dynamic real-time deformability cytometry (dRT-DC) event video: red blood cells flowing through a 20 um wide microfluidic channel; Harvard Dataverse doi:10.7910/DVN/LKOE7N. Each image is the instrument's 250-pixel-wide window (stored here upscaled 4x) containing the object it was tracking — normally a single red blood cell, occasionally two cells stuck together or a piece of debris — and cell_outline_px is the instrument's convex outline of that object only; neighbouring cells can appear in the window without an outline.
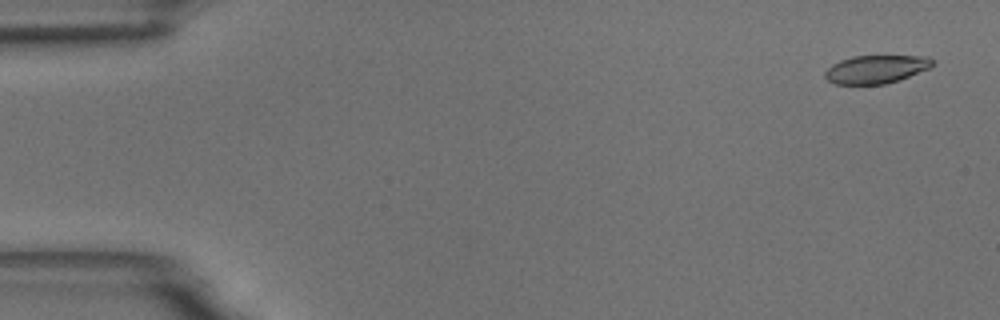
{"species": "common noctule bat (a hibernating species)", "species_latin": "Nyctalus noctula", "temperature_condition": "room temperature", "stored_images_in_passage": 56, "camera_frame_rate_fps": 3000, "um_per_image_px": 0.085, "animal": {"sex": "male", "body_mass_g": 18.8}, "frame": {"image": 1, "passage_image": 3, "time_ms": 0.667, "image_size_px": [1000, 320], "cell_outline_px": [[932, 64], [928, 68], [900, 80], [884, 84], [836, 84], [828, 80], [824, 76], [824, 72], [832, 64], [840, 60], [852, 56], [928, 56], [932, 60]], "centroid_in_image_um": [74.42, 5.88], "position_along_channel_um": 10.6, "area_um2": 17.51}}
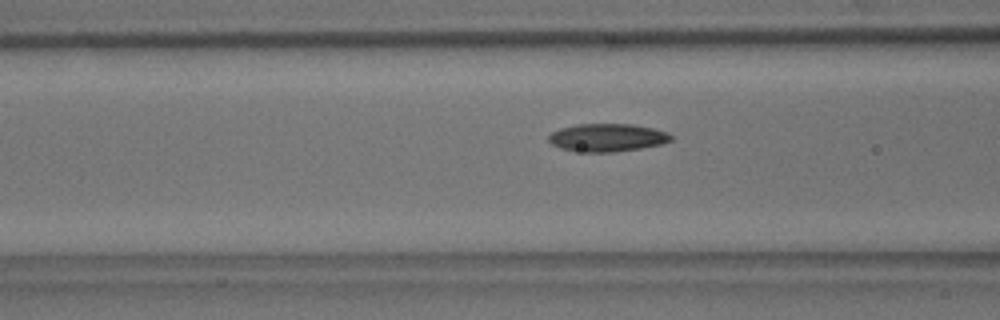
{"frame": {"image": 2, "passage_image": 22, "time_ms": 7.0, "image_size_px": [1000, 320], "cell_outline_px": [[672, 140], [660, 144], [640, 148], [616, 152], [584, 152], [560, 148], [552, 144], [548, 140], [548, 136], [552, 132], [560, 128], [576, 124], [632, 124], [652, 128], [668, 132], [672, 136]], "centroid_in_image_um": [51.6, 11.69], "position_along_channel_um": 115.0, "area_um2": 19.88}}
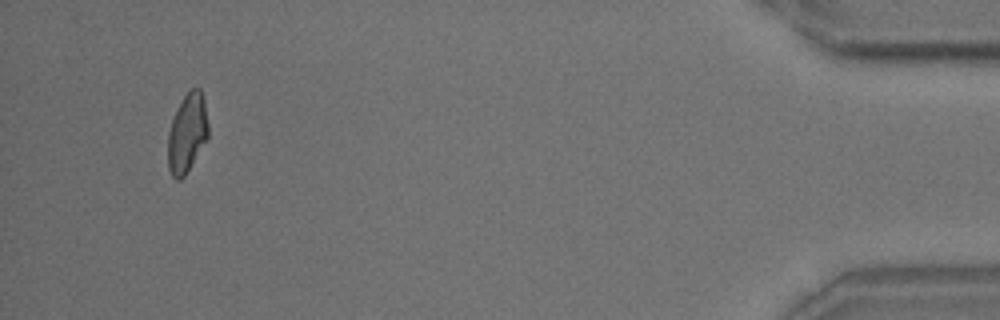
{"frame": {"image": 3, "passage_image": 53, "time_ms": 17.333, "image_size_px": [1000, 320], "cell_outline_px": [[208, 140], [184, 176], [180, 180], [176, 180], [172, 176], [168, 168], [168, 132], [172, 120], [184, 96], [192, 88], [200, 88], [204, 100], [208, 124]], "centroid_in_image_um": [15.92, 11.35], "position_along_channel_um": 419.3, "area_um2": 18.5}, "authors_computed_cell_mechanics": {"area_um2": 19.1029, "velocity_mm_per_s": 3.6564, "shape_relaxation_time_tau1_ms": 6.6309, "shape_relaxation_time_tau2_ms": 2.7033, "deformation_change_tau1": 0.1905, "deformation_change_tau2": 0.0946}}